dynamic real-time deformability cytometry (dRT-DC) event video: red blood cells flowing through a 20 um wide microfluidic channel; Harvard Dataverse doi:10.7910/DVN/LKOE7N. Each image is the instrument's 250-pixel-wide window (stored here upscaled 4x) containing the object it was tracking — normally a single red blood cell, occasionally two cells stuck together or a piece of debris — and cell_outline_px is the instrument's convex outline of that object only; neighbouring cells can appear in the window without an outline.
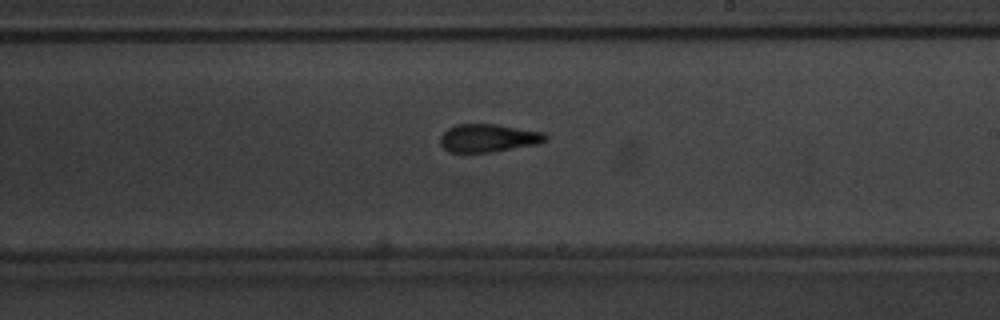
{"species": "common noctule bat (a hibernating species)", "species_latin": "Nyctalus noctula", "temperature_condition": "warm", "stored_images_in_passage": 42, "camera_frame_rate_fps": 3000, "um_per_image_px": 0.085, "animal": {"sex": "male", "body_mass_g": 20.1, "forearm_length_mm": 53.5}, "frame": {"image": 1, "passage_image": 26, "time_ms": 8.333, "image_size_px": [1000, 320], "cell_outline_px": [[548, 140], [536, 144], [488, 152], [448, 152], [440, 144], [440, 136], [448, 128], [456, 124], [496, 124], [544, 132], [548, 136]], "centroid_in_image_um": [41.49, 11.72], "position_along_channel_um": 247.5, "area_um2": 17.11}}
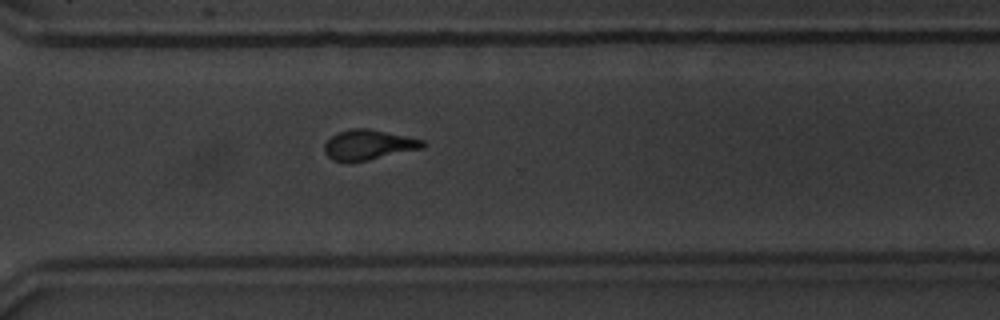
{"frame": {"image": 2, "passage_image": 33, "time_ms": 10.667, "image_size_px": [1000, 320], "cell_outline_px": [[428, 144], [424, 148], [368, 160], [332, 160], [324, 152], [324, 144], [332, 136], [340, 132], [352, 128], [368, 128], [424, 140]], "centroid_in_image_um": [31.37, 12.29], "position_along_channel_um": 339.2, "area_um2": 16.94}}
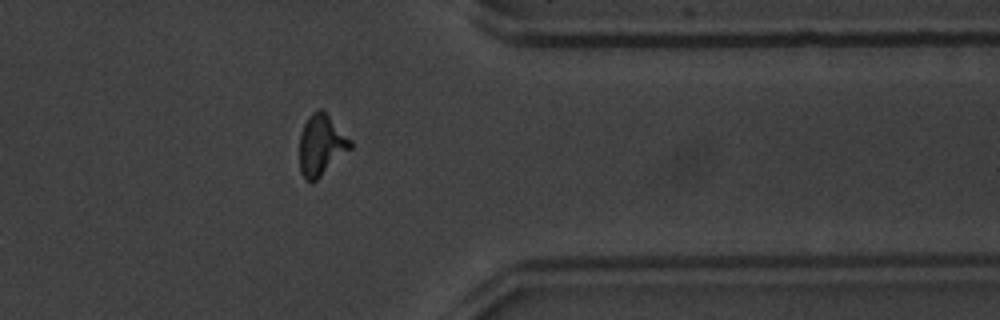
{"frame": {"image": 3, "passage_image": 37, "time_ms": 12.0, "image_size_px": [1000, 320], "cell_outline_px": [[352, 148], [312, 184], [300, 172], [300, 132], [308, 116], [312, 112], [320, 108], [352, 140]], "centroid_in_image_um": [27.3, 12.34], "position_along_channel_um": 384.1, "area_um2": 17.92}}